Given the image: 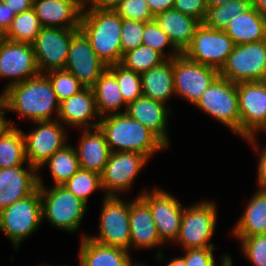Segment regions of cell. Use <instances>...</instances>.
<instances>
[{
  "label": "cell",
  "instance_id": "obj_10",
  "mask_svg": "<svg viewBox=\"0 0 266 266\" xmlns=\"http://www.w3.org/2000/svg\"><path fill=\"white\" fill-rule=\"evenodd\" d=\"M100 213L98 236L90 239L106 245L130 251L129 201L118 196H105Z\"/></svg>",
  "mask_w": 266,
  "mask_h": 266
},
{
  "label": "cell",
  "instance_id": "obj_2",
  "mask_svg": "<svg viewBox=\"0 0 266 266\" xmlns=\"http://www.w3.org/2000/svg\"><path fill=\"white\" fill-rule=\"evenodd\" d=\"M98 127L105 134L111 152H136L149 158L167 148L153 132L125 111L102 117Z\"/></svg>",
  "mask_w": 266,
  "mask_h": 266
},
{
  "label": "cell",
  "instance_id": "obj_36",
  "mask_svg": "<svg viewBox=\"0 0 266 266\" xmlns=\"http://www.w3.org/2000/svg\"><path fill=\"white\" fill-rule=\"evenodd\" d=\"M107 69L116 77L127 105L143 95L140 73L127 69L120 63L110 65Z\"/></svg>",
  "mask_w": 266,
  "mask_h": 266
},
{
  "label": "cell",
  "instance_id": "obj_53",
  "mask_svg": "<svg viewBox=\"0 0 266 266\" xmlns=\"http://www.w3.org/2000/svg\"><path fill=\"white\" fill-rule=\"evenodd\" d=\"M229 1H233V0H206L207 3V7H215L218 5H222L225 3H228Z\"/></svg>",
  "mask_w": 266,
  "mask_h": 266
},
{
  "label": "cell",
  "instance_id": "obj_18",
  "mask_svg": "<svg viewBox=\"0 0 266 266\" xmlns=\"http://www.w3.org/2000/svg\"><path fill=\"white\" fill-rule=\"evenodd\" d=\"M106 69L88 37L78 29L72 36L65 70L72 73L83 86L92 87Z\"/></svg>",
  "mask_w": 266,
  "mask_h": 266
},
{
  "label": "cell",
  "instance_id": "obj_48",
  "mask_svg": "<svg viewBox=\"0 0 266 266\" xmlns=\"http://www.w3.org/2000/svg\"><path fill=\"white\" fill-rule=\"evenodd\" d=\"M257 169L259 190H266V147L261 150Z\"/></svg>",
  "mask_w": 266,
  "mask_h": 266
},
{
  "label": "cell",
  "instance_id": "obj_3",
  "mask_svg": "<svg viewBox=\"0 0 266 266\" xmlns=\"http://www.w3.org/2000/svg\"><path fill=\"white\" fill-rule=\"evenodd\" d=\"M80 29L99 59L108 67L120 63L122 18L114 10H82Z\"/></svg>",
  "mask_w": 266,
  "mask_h": 266
},
{
  "label": "cell",
  "instance_id": "obj_17",
  "mask_svg": "<svg viewBox=\"0 0 266 266\" xmlns=\"http://www.w3.org/2000/svg\"><path fill=\"white\" fill-rule=\"evenodd\" d=\"M39 74L32 44L0 38V78L10 77L13 79L6 85L4 91L12 85Z\"/></svg>",
  "mask_w": 266,
  "mask_h": 266
},
{
  "label": "cell",
  "instance_id": "obj_6",
  "mask_svg": "<svg viewBox=\"0 0 266 266\" xmlns=\"http://www.w3.org/2000/svg\"><path fill=\"white\" fill-rule=\"evenodd\" d=\"M42 200L37 189L0 211V231L12 241L15 249L42 223Z\"/></svg>",
  "mask_w": 266,
  "mask_h": 266
},
{
  "label": "cell",
  "instance_id": "obj_23",
  "mask_svg": "<svg viewBox=\"0 0 266 266\" xmlns=\"http://www.w3.org/2000/svg\"><path fill=\"white\" fill-rule=\"evenodd\" d=\"M130 247L154 248L164 244L158 235L149 206L138 196L129 202Z\"/></svg>",
  "mask_w": 266,
  "mask_h": 266
},
{
  "label": "cell",
  "instance_id": "obj_20",
  "mask_svg": "<svg viewBox=\"0 0 266 266\" xmlns=\"http://www.w3.org/2000/svg\"><path fill=\"white\" fill-rule=\"evenodd\" d=\"M91 119L98 121L90 123ZM100 119L91 87H85L79 93L60 102L58 120L61 123L92 130L99 126Z\"/></svg>",
  "mask_w": 266,
  "mask_h": 266
},
{
  "label": "cell",
  "instance_id": "obj_39",
  "mask_svg": "<svg viewBox=\"0 0 266 266\" xmlns=\"http://www.w3.org/2000/svg\"><path fill=\"white\" fill-rule=\"evenodd\" d=\"M142 45L156 50L165 59H173L180 54V52L173 46L168 35L161 29V27L155 22V20L144 23ZM167 45L171 46V49H173V53L171 52V54H168V56L164 52V47Z\"/></svg>",
  "mask_w": 266,
  "mask_h": 266
},
{
  "label": "cell",
  "instance_id": "obj_55",
  "mask_svg": "<svg viewBox=\"0 0 266 266\" xmlns=\"http://www.w3.org/2000/svg\"><path fill=\"white\" fill-rule=\"evenodd\" d=\"M230 256L229 255H224V256H222V265L221 266H226V260L229 258Z\"/></svg>",
  "mask_w": 266,
  "mask_h": 266
},
{
  "label": "cell",
  "instance_id": "obj_46",
  "mask_svg": "<svg viewBox=\"0 0 266 266\" xmlns=\"http://www.w3.org/2000/svg\"><path fill=\"white\" fill-rule=\"evenodd\" d=\"M176 0H146L154 17L166 10L173 9Z\"/></svg>",
  "mask_w": 266,
  "mask_h": 266
},
{
  "label": "cell",
  "instance_id": "obj_11",
  "mask_svg": "<svg viewBox=\"0 0 266 266\" xmlns=\"http://www.w3.org/2000/svg\"><path fill=\"white\" fill-rule=\"evenodd\" d=\"M175 95L195 105L204 91L219 76L217 68L200 64L180 53L173 58Z\"/></svg>",
  "mask_w": 266,
  "mask_h": 266
},
{
  "label": "cell",
  "instance_id": "obj_56",
  "mask_svg": "<svg viewBox=\"0 0 266 266\" xmlns=\"http://www.w3.org/2000/svg\"><path fill=\"white\" fill-rule=\"evenodd\" d=\"M226 266H232V259H231V257H229V258L226 260Z\"/></svg>",
  "mask_w": 266,
  "mask_h": 266
},
{
  "label": "cell",
  "instance_id": "obj_1",
  "mask_svg": "<svg viewBox=\"0 0 266 266\" xmlns=\"http://www.w3.org/2000/svg\"><path fill=\"white\" fill-rule=\"evenodd\" d=\"M9 111L32 121L58 120L60 103L44 73L8 87L0 94ZM53 111L56 117L53 119Z\"/></svg>",
  "mask_w": 266,
  "mask_h": 266
},
{
  "label": "cell",
  "instance_id": "obj_49",
  "mask_svg": "<svg viewBox=\"0 0 266 266\" xmlns=\"http://www.w3.org/2000/svg\"><path fill=\"white\" fill-rule=\"evenodd\" d=\"M16 15L0 0V27L6 32Z\"/></svg>",
  "mask_w": 266,
  "mask_h": 266
},
{
  "label": "cell",
  "instance_id": "obj_22",
  "mask_svg": "<svg viewBox=\"0 0 266 266\" xmlns=\"http://www.w3.org/2000/svg\"><path fill=\"white\" fill-rule=\"evenodd\" d=\"M131 118L143 124L153 132L167 147L169 138L167 136V119L169 118V109H166L165 103L150 99L145 96L136 98L127 105L124 110Z\"/></svg>",
  "mask_w": 266,
  "mask_h": 266
},
{
  "label": "cell",
  "instance_id": "obj_43",
  "mask_svg": "<svg viewBox=\"0 0 266 266\" xmlns=\"http://www.w3.org/2000/svg\"><path fill=\"white\" fill-rule=\"evenodd\" d=\"M213 250L215 248L188 249L182 258L186 266H216Z\"/></svg>",
  "mask_w": 266,
  "mask_h": 266
},
{
  "label": "cell",
  "instance_id": "obj_12",
  "mask_svg": "<svg viewBox=\"0 0 266 266\" xmlns=\"http://www.w3.org/2000/svg\"><path fill=\"white\" fill-rule=\"evenodd\" d=\"M234 46L224 30L211 29L201 23L184 54L193 61L220 70Z\"/></svg>",
  "mask_w": 266,
  "mask_h": 266
},
{
  "label": "cell",
  "instance_id": "obj_51",
  "mask_svg": "<svg viewBox=\"0 0 266 266\" xmlns=\"http://www.w3.org/2000/svg\"><path fill=\"white\" fill-rule=\"evenodd\" d=\"M251 6L261 15L266 16V0H250Z\"/></svg>",
  "mask_w": 266,
  "mask_h": 266
},
{
  "label": "cell",
  "instance_id": "obj_45",
  "mask_svg": "<svg viewBox=\"0 0 266 266\" xmlns=\"http://www.w3.org/2000/svg\"><path fill=\"white\" fill-rule=\"evenodd\" d=\"M15 15L33 8V0H1Z\"/></svg>",
  "mask_w": 266,
  "mask_h": 266
},
{
  "label": "cell",
  "instance_id": "obj_37",
  "mask_svg": "<svg viewBox=\"0 0 266 266\" xmlns=\"http://www.w3.org/2000/svg\"><path fill=\"white\" fill-rule=\"evenodd\" d=\"M70 193L87 204L88 197L96 189L102 190L101 175L89 170L79 169L63 185Z\"/></svg>",
  "mask_w": 266,
  "mask_h": 266
},
{
  "label": "cell",
  "instance_id": "obj_5",
  "mask_svg": "<svg viewBox=\"0 0 266 266\" xmlns=\"http://www.w3.org/2000/svg\"><path fill=\"white\" fill-rule=\"evenodd\" d=\"M195 106L240 136L237 84L218 76L204 91Z\"/></svg>",
  "mask_w": 266,
  "mask_h": 266
},
{
  "label": "cell",
  "instance_id": "obj_58",
  "mask_svg": "<svg viewBox=\"0 0 266 266\" xmlns=\"http://www.w3.org/2000/svg\"><path fill=\"white\" fill-rule=\"evenodd\" d=\"M136 266H145V264H140V263H137Z\"/></svg>",
  "mask_w": 266,
  "mask_h": 266
},
{
  "label": "cell",
  "instance_id": "obj_32",
  "mask_svg": "<svg viewBox=\"0 0 266 266\" xmlns=\"http://www.w3.org/2000/svg\"><path fill=\"white\" fill-rule=\"evenodd\" d=\"M45 164H48L54 186L63 185L80 169L75 148L69 144L56 151L41 167Z\"/></svg>",
  "mask_w": 266,
  "mask_h": 266
},
{
  "label": "cell",
  "instance_id": "obj_57",
  "mask_svg": "<svg viewBox=\"0 0 266 266\" xmlns=\"http://www.w3.org/2000/svg\"><path fill=\"white\" fill-rule=\"evenodd\" d=\"M5 31L0 27V38H3Z\"/></svg>",
  "mask_w": 266,
  "mask_h": 266
},
{
  "label": "cell",
  "instance_id": "obj_30",
  "mask_svg": "<svg viewBox=\"0 0 266 266\" xmlns=\"http://www.w3.org/2000/svg\"><path fill=\"white\" fill-rule=\"evenodd\" d=\"M94 93L97 112L100 118L110 115L123 113L118 111L127 104L124 102L116 77L106 69L91 87ZM109 113V114H108Z\"/></svg>",
  "mask_w": 266,
  "mask_h": 266
},
{
  "label": "cell",
  "instance_id": "obj_16",
  "mask_svg": "<svg viewBox=\"0 0 266 266\" xmlns=\"http://www.w3.org/2000/svg\"><path fill=\"white\" fill-rule=\"evenodd\" d=\"M139 197L149 206L160 240L165 244L168 240L176 241L182 220L184 207L178 199L169 192L154 189L139 194Z\"/></svg>",
  "mask_w": 266,
  "mask_h": 266
},
{
  "label": "cell",
  "instance_id": "obj_42",
  "mask_svg": "<svg viewBox=\"0 0 266 266\" xmlns=\"http://www.w3.org/2000/svg\"><path fill=\"white\" fill-rule=\"evenodd\" d=\"M144 22L122 19L121 47L122 54L142 45Z\"/></svg>",
  "mask_w": 266,
  "mask_h": 266
},
{
  "label": "cell",
  "instance_id": "obj_21",
  "mask_svg": "<svg viewBox=\"0 0 266 266\" xmlns=\"http://www.w3.org/2000/svg\"><path fill=\"white\" fill-rule=\"evenodd\" d=\"M42 27L80 29L82 8L73 0H33Z\"/></svg>",
  "mask_w": 266,
  "mask_h": 266
},
{
  "label": "cell",
  "instance_id": "obj_52",
  "mask_svg": "<svg viewBox=\"0 0 266 266\" xmlns=\"http://www.w3.org/2000/svg\"><path fill=\"white\" fill-rule=\"evenodd\" d=\"M167 266H186L184 259L181 257H177L175 259H171Z\"/></svg>",
  "mask_w": 266,
  "mask_h": 266
},
{
  "label": "cell",
  "instance_id": "obj_40",
  "mask_svg": "<svg viewBox=\"0 0 266 266\" xmlns=\"http://www.w3.org/2000/svg\"><path fill=\"white\" fill-rule=\"evenodd\" d=\"M122 19L150 22L154 15L150 11L146 0H122L114 10Z\"/></svg>",
  "mask_w": 266,
  "mask_h": 266
},
{
  "label": "cell",
  "instance_id": "obj_8",
  "mask_svg": "<svg viewBox=\"0 0 266 266\" xmlns=\"http://www.w3.org/2000/svg\"><path fill=\"white\" fill-rule=\"evenodd\" d=\"M219 76L234 82L266 80V40L235 45Z\"/></svg>",
  "mask_w": 266,
  "mask_h": 266
},
{
  "label": "cell",
  "instance_id": "obj_13",
  "mask_svg": "<svg viewBox=\"0 0 266 266\" xmlns=\"http://www.w3.org/2000/svg\"><path fill=\"white\" fill-rule=\"evenodd\" d=\"M78 29L42 27L32 43L40 73L65 69L73 34Z\"/></svg>",
  "mask_w": 266,
  "mask_h": 266
},
{
  "label": "cell",
  "instance_id": "obj_47",
  "mask_svg": "<svg viewBox=\"0 0 266 266\" xmlns=\"http://www.w3.org/2000/svg\"><path fill=\"white\" fill-rule=\"evenodd\" d=\"M122 0H86L90 9L87 10H115Z\"/></svg>",
  "mask_w": 266,
  "mask_h": 266
},
{
  "label": "cell",
  "instance_id": "obj_9",
  "mask_svg": "<svg viewBox=\"0 0 266 266\" xmlns=\"http://www.w3.org/2000/svg\"><path fill=\"white\" fill-rule=\"evenodd\" d=\"M216 212V205L212 201H202L184 208L175 242H179L184 250L215 248L209 241L216 227Z\"/></svg>",
  "mask_w": 266,
  "mask_h": 266
},
{
  "label": "cell",
  "instance_id": "obj_19",
  "mask_svg": "<svg viewBox=\"0 0 266 266\" xmlns=\"http://www.w3.org/2000/svg\"><path fill=\"white\" fill-rule=\"evenodd\" d=\"M24 166L0 168V211L38 189L37 169L28 162Z\"/></svg>",
  "mask_w": 266,
  "mask_h": 266
},
{
  "label": "cell",
  "instance_id": "obj_29",
  "mask_svg": "<svg viewBox=\"0 0 266 266\" xmlns=\"http://www.w3.org/2000/svg\"><path fill=\"white\" fill-rule=\"evenodd\" d=\"M237 239L266 234V190H259L249 200L244 213L232 229Z\"/></svg>",
  "mask_w": 266,
  "mask_h": 266
},
{
  "label": "cell",
  "instance_id": "obj_15",
  "mask_svg": "<svg viewBox=\"0 0 266 266\" xmlns=\"http://www.w3.org/2000/svg\"><path fill=\"white\" fill-rule=\"evenodd\" d=\"M38 127L25 134V155L27 162L39 170L56 151L66 143V132L59 120L34 121Z\"/></svg>",
  "mask_w": 266,
  "mask_h": 266
},
{
  "label": "cell",
  "instance_id": "obj_54",
  "mask_svg": "<svg viewBox=\"0 0 266 266\" xmlns=\"http://www.w3.org/2000/svg\"><path fill=\"white\" fill-rule=\"evenodd\" d=\"M75 1L82 9H85L86 7V0H73Z\"/></svg>",
  "mask_w": 266,
  "mask_h": 266
},
{
  "label": "cell",
  "instance_id": "obj_31",
  "mask_svg": "<svg viewBox=\"0 0 266 266\" xmlns=\"http://www.w3.org/2000/svg\"><path fill=\"white\" fill-rule=\"evenodd\" d=\"M26 161L23 131L9 126L0 134V168L23 165Z\"/></svg>",
  "mask_w": 266,
  "mask_h": 266
},
{
  "label": "cell",
  "instance_id": "obj_41",
  "mask_svg": "<svg viewBox=\"0 0 266 266\" xmlns=\"http://www.w3.org/2000/svg\"><path fill=\"white\" fill-rule=\"evenodd\" d=\"M242 251L255 266H266V234L241 237Z\"/></svg>",
  "mask_w": 266,
  "mask_h": 266
},
{
  "label": "cell",
  "instance_id": "obj_38",
  "mask_svg": "<svg viewBox=\"0 0 266 266\" xmlns=\"http://www.w3.org/2000/svg\"><path fill=\"white\" fill-rule=\"evenodd\" d=\"M44 74L48 77L59 103L85 88L72 73L65 69L51 70Z\"/></svg>",
  "mask_w": 266,
  "mask_h": 266
},
{
  "label": "cell",
  "instance_id": "obj_35",
  "mask_svg": "<svg viewBox=\"0 0 266 266\" xmlns=\"http://www.w3.org/2000/svg\"><path fill=\"white\" fill-rule=\"evenodd\" d=\"M165 60L156 50L145 45H139L135 49L124 53L120 64L141 74L160 65Z\"/></svg>",
  "mask_w": 266,
  "mask_h": 266
},
{
  "label": "cell",
  "instance_id": "obj_26",
  "mask_svg": "<svg viewBox=\"0 0 266 266\" xmlns=\"http://www.w3.org/2000/svg\"><path fill=\"white\" fill-rule=\"evenodd\" d=\"M79 249L80 266H136L129 252L122 248L106 246L82 235Z\"/></svg>",
  "mask_w": 266,
  "mask_h": 266
},
{
  "label": "cell",
  "instance_id": "obj_33",
  "mask_svg": "<svg viewBox=\"0 0 266 266\" xmlns=\"http://www.w3.org/2000/svg\"><path fill=\"white\" fill-rule=\"evenodd\" d=\"M41 28L39 18L32 8L14 17L3 38L12 42L32 44L40 33Z\"/></svg>",
  "mask_w": 266,
  "mask_h": 266
},
{
  "label": "cell",
  "instance_id": "obj_7",
  "mask_svg": "<svg viewBox=\"0 0 266 266\" xmlns=\"http://www.w3.org/2000/svg\"><path fill=\"white\" fill-rule=\"evenodd\" d=\"M240 112V136L259 151L255 136L257 131L266 132V82L237 83Z\"/></svg>",
  "mask_w": 266,
  "mask_h": 266
},
{
  "label": "cell",
  "instance_id": "obj_14",
  "mask_svg": "<svg viewBox=\"0 0 266 266\" xmlns=\"http://www.w3.org/2000/svg\"><path fill=\"white\" fill-rule=\"evenodd\" d=\"M149 159L136 152H111L101 174V185L105 196H117L118 193L129 190Z\"/></svg>",
  "mask_w": 266,
  "mask_h": 266
},
{
  "label": "cell",
  "instance_id": "obj_24",
  "mask_svg": "<svg viewBox=\"0 0 266 266\" xmlns=\"http://www.w3.org/2000/svg\"><path fill=\"white\" fill-rule=\"evenodd\" d=\"M84 129L82 138L75 151L81 169L102 174L109 159L111 150L107 144L105 134L99 127Z\"/></svg>",
  "mask_w": 266,
  "mask_h": 266
},
{
  "label": "cell",
  "instance_id": "obj_27",
  "mask_svg": "<svg viewBox=\"0 0 266 266\" xmlns=\"http://www.w3.org/2000/svg\"><path fill=\"white\" fill-rule=\"evenodd\" d=\"M224 31L235 45L266 40V16L251 7L232 19Z\"/></svg>",
  "mask_w": 266,
  "mask_h": 266
},
{
  "label": "cell",
  "instance_id": "obj_34",
  "mask_svg": "<svg viewBox=\"0 0 266 266\" xmlns=\"http://www.w3.org/2000/svg\"><path fill=\"white\" fill-rule=\"evenodd\" d=\"M251 7L250 0H233L209 7L202 23L211 29L225 30L232 19L248 11Z\"/></svg>",
  "mask_w": 266,
  "mask_h": 266
},
{
  "label": "cell",
  "instance_id": "obj_28",
  "mask_svg": "<svg viewBox=\"0 0 266 266\" xmlns=\"http://www.w3.org/2000/svg\"><path fill=\"white\" fill-rule=\"evenodd\" d=\"M143 96L166 103L175 94L173 59L140 74Z\"/></svg>",
  "mask_w": 266,
  "mask_h": 266
},
{
  "label": "cell",
  "instance_id": "obj_44",
  "mask_svg": "<svg viewBox=\"0 0 266 266\" xmlns=\"http://www.w3.org/2000/svg\"><path fill=\"white\" fill-rule=\"evenodd\" d=\"M174 9L203 22L208 7L206 0H176Z\"/></svg>",
  "mask_w": 266,
  "mask_h": 266
},
{
  "label": "cell",
  "instance_id": "obj_4",
  "mask_svg": "<svg viewBox=\"0 0 266 266\" xmlns=\"http://www.w3.org/2000/svg\"><path fill=\"white\" fill-rule=\"evenodd\" d=\"M38 189L42 200V219L54 227L74 232L79 228L87 210V204L62 185L47 189L38 173Z\"/></svg>",
  "mask_w": 266,
  "mask_h": 266
},
{
  "label": "cell",
  "instance_id": "obj_50",
  "mask_svg": "<svg viewBox=\"0 0 266 266\" xmlns=\"http://www.w3.org/2000/svg\"><path fill=\"white\" fill-rule=\"evenodd\" d=\"M5 110H7V108L2 96L0 95V134L9 126L15 127V125H13L14 123L11 124V122L7 121L5 118Z\"/></svg>",
  "mask_w": 266,
  "mask_h": 266
},
{
  "label": "cell",
  "instance_id": "obj_25",
  "mask_svg": "<svg viewBox=\"0 0 266 266\" xmlns=\"http://www.w3.org/2000/svg\"><path fill=\"white\" fill-rule=\"evenodd\" d=\"M155 22L168 35L173 46L180 52L190 46L201 21L177 10L169 9L154 17Z\"/></svg>",
  "mask_w": 266,
  "mask_h": 266
}]
</instances>
